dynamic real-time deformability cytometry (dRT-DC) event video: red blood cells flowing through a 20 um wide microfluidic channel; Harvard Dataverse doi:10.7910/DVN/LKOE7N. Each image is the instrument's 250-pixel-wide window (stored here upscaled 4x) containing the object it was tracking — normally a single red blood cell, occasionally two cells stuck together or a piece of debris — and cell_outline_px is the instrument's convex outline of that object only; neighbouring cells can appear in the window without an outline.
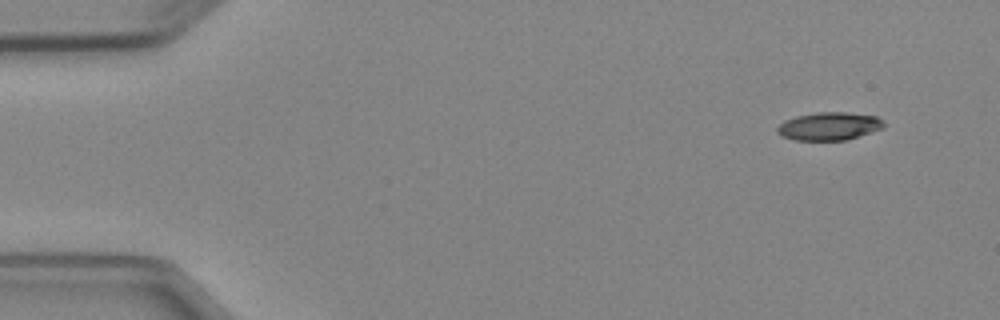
{"species": "Egyptian fruit bat (a non-hibernating species)", "species_latin": "Rousettus aegyptiacus", "temperature_condition": "cold", "stored_images_in_passage": 5, "camera_frame_rate_fps": 3000, "um_per_image_px": 0.085, "animal": {"sex": "female"}, "frame": {"image": 1, "passage_image": 1, "time_ms": 0.0, "image_size_px": [1000, 320], "cell_outline_px": [[884, 128], [844, 140], [796, 140], [780, 136], [776, 132], [776, 128], [784, 120], [796, 116], [816, 112], [848, 112], [876, 116], [884, 120]], "centroid_in_image_um": [70.46, 10.72], "position_along_channel_um": 14.5, "area_um2": 17.46}}
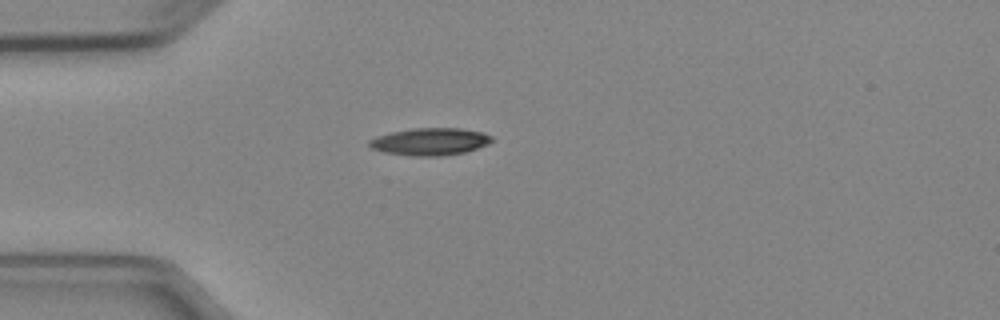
{"frame": {"image": 2, "passage_image": 4, "time_ms": 3.333, "image_size_px": [1000, 320], "cell_outline_px": [[492, 140], [488, 144], [464, 152], [444, 156], [408, 156], [384, 152], [372, 148], [368, 144], [368, 140], [376, 136], [392, 132], [412, 128], [460, 128], [484, 132], [492, 136]], "centroid_in_image_um": [36.54, 12.04], "position_along_channel_um": 48.5, "area_um2": 19.59}}